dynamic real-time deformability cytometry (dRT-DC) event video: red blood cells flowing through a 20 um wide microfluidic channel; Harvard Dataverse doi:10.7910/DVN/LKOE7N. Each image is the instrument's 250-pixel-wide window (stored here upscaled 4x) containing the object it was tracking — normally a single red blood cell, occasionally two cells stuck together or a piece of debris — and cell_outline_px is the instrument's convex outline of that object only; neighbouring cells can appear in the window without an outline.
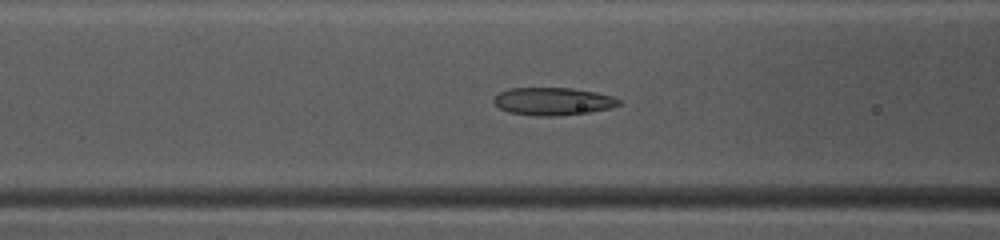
{"species": "common noctule bat (a hibernating species)", "species_latin": "Nyctalus noctula", "temperature_condition": "warm", "stored_images_in_passage": 41, "camera_frame_rate_fps": 3000, "um_per_image_px": 0.085, "animal": {"sex": "female", "body_mass_g": 10.0, "forearm_length_mm": 53.1}, "frame": {"image": 1, "passage_image": 12, "time_ms": 3.667, "image_size_px": [1000, 240], "cell_outline_px": [[620, 104], [612, 108], [588, 112], [556, 116], [540, 116], [508, 112], [500, 108], [492, 100], [500, 92], [508, 88], [572, 88], [596, 92], [612, 96], [620, 100]], "centroid_in_image_um": [47.01, 8.61], "position_along_channel_um": 119.6, "area_um2": 20.11}}
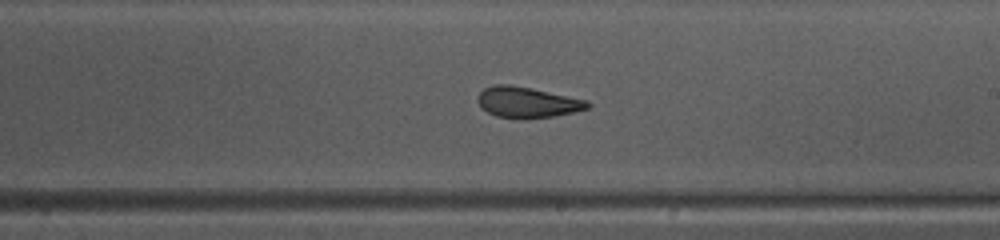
{"frame": {"image": 2, "passage_image": 21, "time_ms": 6.667, "image_size_px": [1000, 240], "cell_outline_px": [[592, 104], [588, 108], [572, 112], [552, 116], [496, 116], [480, 108], [476, 100], [480, 92], [484, 88], [492, 84], [512, 84], [532, 88], [588, 100]], "centroid_in_image_um": [44.79, 8.64], "position_along_channel_um": 244.2, "area_um2": 19.25}}
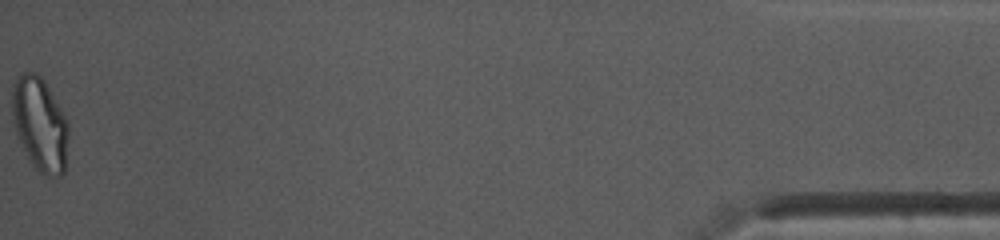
{"frame": {"image": 3, "passage_image": 41, "time_ms": 13.333, "image_size_px": [1000, 240], "cell_outline_px": [[68, 136], [64, 172], [60, 176], [48, 176], [40, 172], [32, 164], [16, 136], [12, 116], [12, 84], [24, 72], [36, 72], [44, 80], [68, 120]], "centroid_in_image_um": [3.38, 10.55], "position_along_channel_um": 431.8, "area_um2": 30.75}, "authors_computed_cell_mechanics": {"area_um2": 20.808, "velocity_mm_per_s": 4.1472, "shape_relaxation_time_tau1_ms": 8.4855, "shape_relaxation_time_tau2_ms": 1.8309, "deformation_change_tau1": 0.2403, "deformation_change_tau2": 0.0968}}